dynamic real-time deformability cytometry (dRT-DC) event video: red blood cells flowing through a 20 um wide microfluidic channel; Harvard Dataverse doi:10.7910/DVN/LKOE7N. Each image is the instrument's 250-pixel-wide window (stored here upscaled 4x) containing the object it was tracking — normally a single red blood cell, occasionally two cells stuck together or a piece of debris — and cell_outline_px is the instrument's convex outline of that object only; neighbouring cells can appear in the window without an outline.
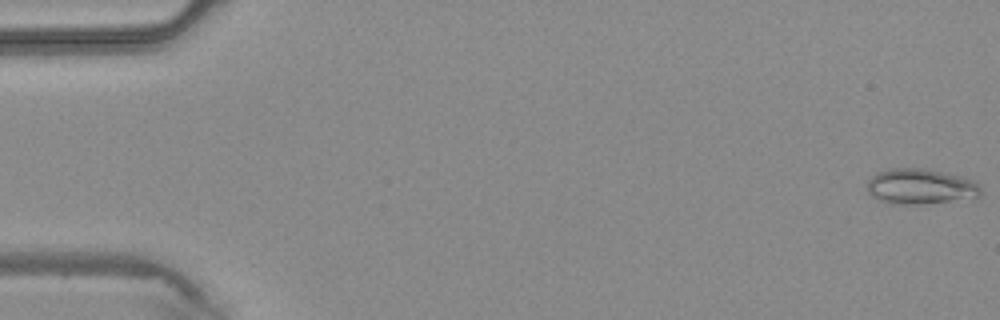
{"species": "common noctule bat (a hibernating species)", "species_latin": "Nyctalus noctula", "temperature_condition": "warm", "stored_images_in_passage": 43, "camera_frame_rate_fps": 3000, "um_per_image_px": 0.085, "animal": {"sex": "male", "body_mass_g": 20.4}, "frame": {"image": 1, "passage_image": 1, "time_ms": 0.0, "image_size_px": [1000, 320], "cell_outline_px": [[980, 196], [920, 204], [892, 204], [880, 200], [872, 196], [868, 192], [868, 180], [876, 172], [888, 168], [924, 168], [960, 176], [972, 180], [980, 184]], "centroid_in_image_um": [78.19, 15.84], "position_along_channel_um": 6.8, "area_um2": 23.24}}
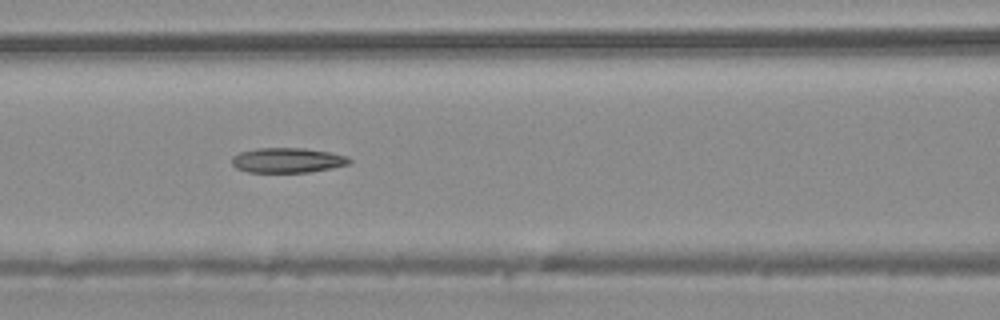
{"frame": {"image": 2, "passage_image": 19, "time_ms": 6.0, "image_size_px": [1000, 320], "cell_outline_px": [[352, 160], [348, 164], [332, 168], [308, 172], [248, 172], [236, 168], [232, 164], [232, 156], [240, 152], [256, 148], [304, 148], [328, 152], [348, 156]], "centroid_in_image_um": [24.42, 13.62], "position_along_channel_um": 142.2, "area_um2": 17.05}}
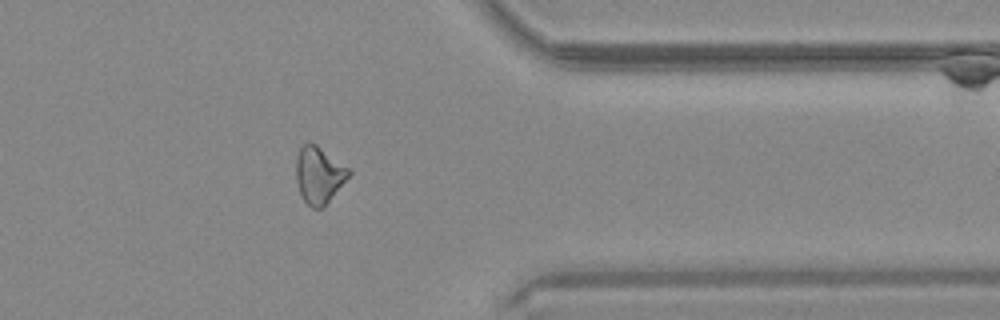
{"frame": {"image": 3, "passage_image": 35, "time_ms": 11.333, "image_size_px": [1000, 320], "cell_outline_px": [[352, 172], [324, 208], [312, 208], [300, 196], [296, 180], [296, 156], [300, 148], [308, 140], [316, 144], [348, 168]], "centroid_in_image_um": [27.08, 14.88], "position_along_channel_um": 384.3, "area_um2": 17.51}}